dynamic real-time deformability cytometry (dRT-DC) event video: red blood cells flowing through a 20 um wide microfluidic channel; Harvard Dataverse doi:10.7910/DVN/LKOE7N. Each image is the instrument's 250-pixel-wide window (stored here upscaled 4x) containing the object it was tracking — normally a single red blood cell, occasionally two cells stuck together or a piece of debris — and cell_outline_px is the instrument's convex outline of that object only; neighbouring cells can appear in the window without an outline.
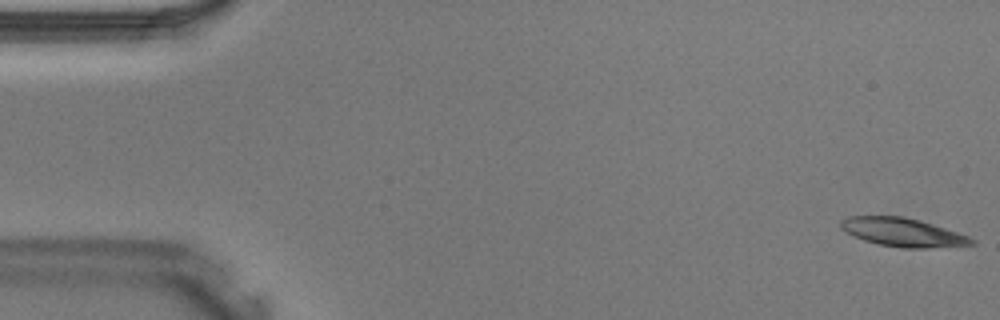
{"species": "Egyptian fruit bat (a non-hibernating species)", "species_latin": "Rousettus aegyptiacus", "temperature_condition": "warm", "stored_images_in_passage": 40, "camera_frame_rate_fps": 3000, "um_per_image_px": 0.085, "animal": {"sex": "male"}, "frame": {"image": 1, "passage_image": 1, "time_ms": 0.0, "image_size_px": [1000, 320], "cell_outline_px": [[976, 244], [924, 248], [904, 248], [880, 244], [864, 240], [840, 228], [840, 220], [848, 216], [904, 216], [920, 220], [968, 236], [976, 240]], "centroid_in_image_um": [76.73, 19.73], "position_along_channel_um": 8.3, "area_um2": 21.44}}
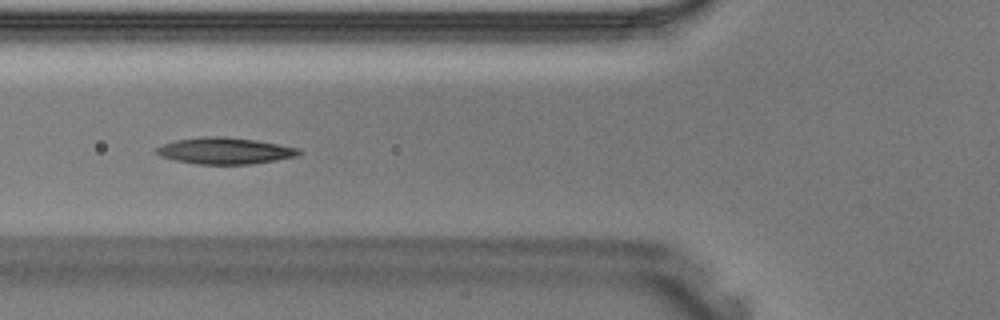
{"frame": {"image": 2, "passage_image": 15, "time_ms": 4.667, "image_size_px": [1000, 320], "cell_outline_px": [[304, 152], [296, 156], [276, 160], [252, 164], [196, 164], [176, 160], [160, 156], [156, 152], [156, 148], [164, 144], [176, 140], [200, 136], [224, 136], [256, 140], [300, 148]], "centroid_in_image_um": [19.15, 12.81], "position_along_channel_um": 106.7, "area_um2": 22.02}}
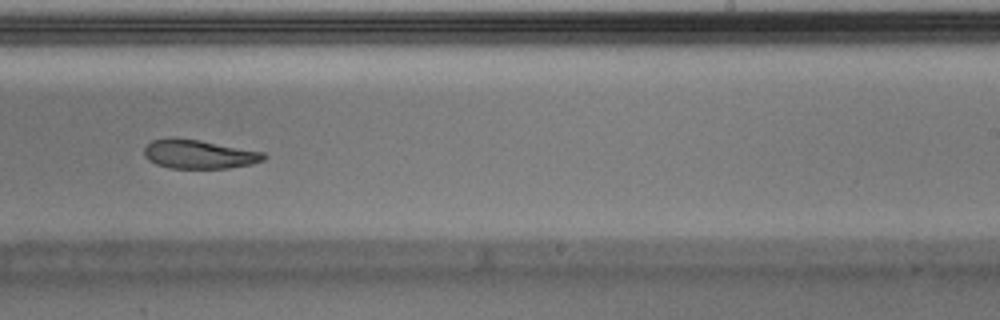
{"frame": {"image": 3, "passage_image": 25, "time_ms": 8.0, "image_size_px": [1000, 320], "cell_outline_px": [[268, 156], [264, 160], [252, 164], [228, 168], [172, 168], [156, 164], [148, 160], [144, 156], [144, 148], [152, 140], [168, 136], [200, 140], [264, 152]], "centroid_in_image_um": [16.9, 13.09], "position_along_channel_um": 272.1, "area_um2": 20.35}}